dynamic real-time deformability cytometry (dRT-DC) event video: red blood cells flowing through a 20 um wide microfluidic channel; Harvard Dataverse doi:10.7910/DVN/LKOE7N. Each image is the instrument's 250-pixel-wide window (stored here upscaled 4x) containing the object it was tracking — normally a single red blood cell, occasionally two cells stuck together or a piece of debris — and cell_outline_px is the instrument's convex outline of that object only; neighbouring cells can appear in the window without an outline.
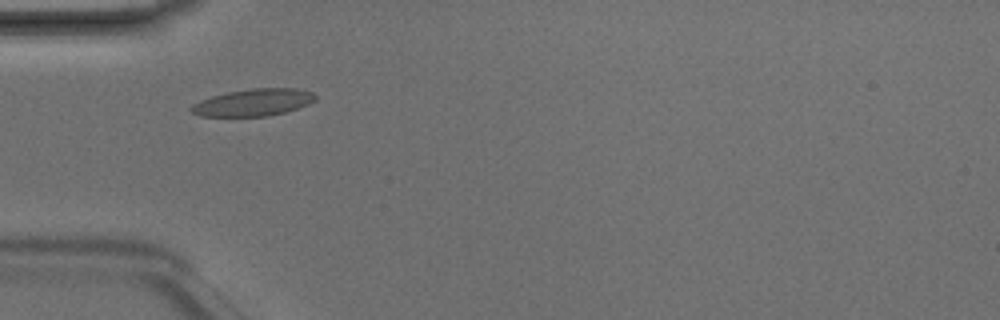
{"species": "Egyptian fruit bat (a non-hibernating species)", "species_latin": "Rousettus aegyptiacus", "temperature_condition": "room temperature", "stored_images_in_passage": 4, "camera_frame_rate_fps": 3000, "um_per_image_px": 0.085, "animal": {"sex": "male"}, "frame": {"image": 1, "passage_image": 2, "time_ms": 0.333, "image_size_px": [1000, 320], "cell_outline_px": [[316, 100], [308, 104], [284, 112], [268, 116], [200, 116], [192, 112], [188, 108], [192, 104], [200, 100], [212, 96], [228, 92], [252, 88], [296, 88], [312, 92], [316, 96]], "centroid_in_image_um": [21.51, 8.7], "position_along_channel_um": 63.5, "area_um2": 19.54}}